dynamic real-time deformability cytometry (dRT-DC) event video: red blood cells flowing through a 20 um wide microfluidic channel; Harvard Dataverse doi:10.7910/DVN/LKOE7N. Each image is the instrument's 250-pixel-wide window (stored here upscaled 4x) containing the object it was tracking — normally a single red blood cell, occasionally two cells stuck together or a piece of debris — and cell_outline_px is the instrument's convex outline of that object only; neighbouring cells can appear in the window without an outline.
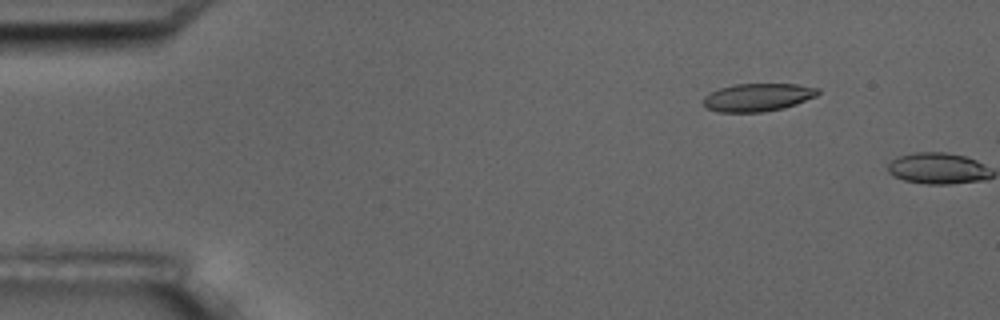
{"species": "common noctule bat (a hibernating species)", "species_latin": "Nyctalus noctula", "temperature_condition": "room temperature", "stored_images_in_passage": 2, "camera_frame_rate_fps": 3000, "um_per_image_px": 0.085, "animal": {"sex": "male", "body_mass_g": 17.5, "forearm_length_mm": 52.3}, "frame": {"image": 1, "passage_image": 1, "time_ms": 0.0, "image_size_px": [1000, 320], "cell_outline_px": [[820, 92], [816, 96], [796, 104], [784, 108], [764, 112], [720, 112], [708, 108], [704, 104], [704, 96], [720, 88], [736, 84], [796, 84], [820, 88]], "centroid_in_image_um": [64.45, 8.27], "position_along_channel_um": 20.5, "area_um2": 18.55}}